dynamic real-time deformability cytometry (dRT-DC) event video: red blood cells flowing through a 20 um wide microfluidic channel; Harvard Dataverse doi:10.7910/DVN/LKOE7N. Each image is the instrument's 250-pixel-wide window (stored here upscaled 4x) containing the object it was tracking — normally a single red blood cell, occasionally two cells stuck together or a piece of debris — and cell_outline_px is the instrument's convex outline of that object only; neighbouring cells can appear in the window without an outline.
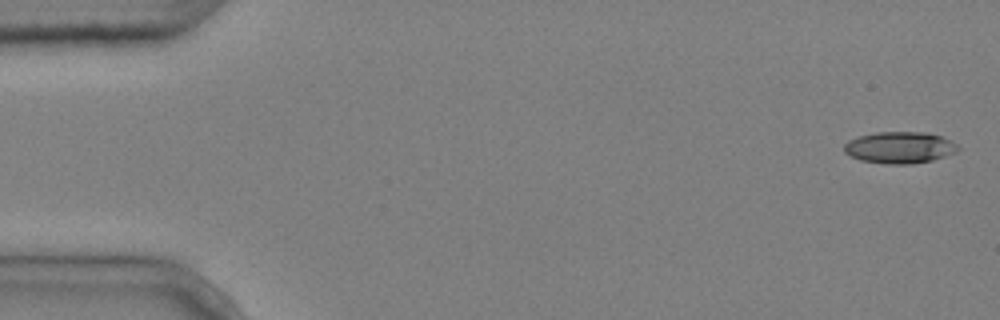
{"species": "common noctule bat (a hibernating species)", "species_latin": "Nyctalus noctula", "temperature_condition": "cold", "stored_images_in_passage": 5, "camera_frame_rate_fps": 3000, "um_per_image_px": 0.085, "animal": {"sex": "male", "body_mass_g": 20.4}, "frame": {"image": 1, "passage_image": 1, "time_ms": 0.0, "image_size_px": [1000, 320], "cell_outline_px": [[960, 148], [956, 152], [932, 160], [912, 164], [888, 164], [860, 160], [844, 152], [844, 144], [848, 140], [860, 136], [876, 132], [928, 132], [940, 136], [956, 144]], "centroid_in_image_um": [76.46, 12.54], "position_along_channel_um": 8.5, "area_um2": 20.87}}